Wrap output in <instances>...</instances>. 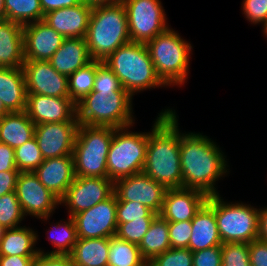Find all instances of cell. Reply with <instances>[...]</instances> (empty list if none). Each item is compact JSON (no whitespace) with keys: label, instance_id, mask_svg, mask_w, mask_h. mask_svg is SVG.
<instances>
[{"label":"cell","instance_id":"1","mask_svg":"<svg viewBox=\"0 0 267 266\" xmlns=\"http://www.w3.org/2000/svg\"><path fill=\"white\" fill-rule=\"evenodd\" d=\"M180 159L182 188L199 190L208 197L219 194L216 181L229 174V165L216 142L201 133L180 131Z\"/></svg>","mask_w":267,"mask_h":266},{"label":"cell","instance_id":"2","mask_svg":"<svg viewBox=\"0 0 267 266\" xmlns=\"http://www.w3.org/2000/svg\"><path fill=\"white\" fill-rule=\"evenodd\" d=\"M175 110L164 109L148 132L143 173L166 189L182 188L180 130Z\"/></svg>","mask_w":267,"mask_h":266},{"label":"cell","instance_id":"3","mask_svg":"<svg viewBox=\"0 0 267 266\" xmlns=\"http://www.w3.org/2000/svg\"><path fill=\"white\" fill-rule=\"evenodd\" d=\"M85 41L92 60L102 62L117 48L131 42L124 4L93 7Z\"/></svg>","mask_w":267,"mask_h":266},{"label":"cell","instance_id":"4","mask_svg":"<svg viewBox=\"0 0 267 266\" xmlns=\"http://www.w3.org/2000/svg\"><path fill=\"white\" fill-rule=\"evenodd\" d=\"M103 62L132 97L144 90L166 86L156 74L144 43L129 42L120 46Z\"/></svg>","mask_w":267,"mask_h":266},{"label":"cell","instance_id":"5","mask_svg":"<svg viewBox=\"0 0 267 266\" xmlns=\"http://www.w3.org/2000/svg\"><path fill=\"white\" fill-rule=\"evenodd\" d=\"M133 97L127 91H91L76 104L79 124L120 128L133 125Z\"/></svg>","mask_w":267,"mask_h":266},{"label":"cell","instance_id":"6","mask_svg":"<svg viewBox=\"0 0 267 266\" xmlns=\"http://www.w3.org/2000/svg\"><path fill=\"white\" fill-rule=\"evenodd\" d=\"M146 47L158 77L168 86H182L188 79L192 45L172 28L166 29Z\"/></svg>","mask_w":267,"mask_h":266},{"label":"cell","instance_id":"7","mask_svg":"<svg viewBox=\"0 0 267 266\" xmlns=\"http://www.w3.org/2000/svg\"><path fill=\"white\" fill-rule=\"evenodd\" d=\"M113 133V127L78 125L73 148L75 177L107 178Z\"/></svg>","mask_w":267,"mask_h":266},{"label":"cell","instance_id":"8","mask_svg":"<svg viewBox=\"0 0 267 266\" xmlns=\"http://www.w3.org/2000/svg\"><path fill=\"white\" fill-rule=\"evenodd\" d=\"M215 213L222 243H251L258 239L259 209L243 202H226L220 194L206 202Z\"/></svg>","mask_w":267,"mask_h":266},{"label":"cell","instance_id":"9","mask_svg":"<svg viewBox=\"0 0 267 266\" xmlns=\"http://www.w3.org/2000/svg\"><path fill=\"white\" fill-rule=\"evenodd\" d=\"M132 126L114 128L107 156V178L113 182L143 171L148 132L129 131Z\"/></svg>","mask_w":267,"mask_h":266},{"label":"cell","instance_id":"10","mask_svg":"<svg viewBox=\"0 0 267 266\" xmlns=\"http://www.w3.org/2000/svg\"><path fill=\"white\" fill-rule=\"evenodd\" d=\"M122 3L131 42L146 44L170 27L161 0H122Z\"/></svg>","mask_w":267,"mask_h":266},{"label":"cell","instance_id":"11","mask_svg":"<svg viewBox=\"0 0 267 266\" xmlns=\"http://www.w3.org/2000/svg\"><path fill=\"white\" fill-rule=\"evenodd\" d=\"M15 192L25 217L30 215L47 221L60 205V199L40 182L34 172H19Z\"/></svg>","mask_w":267,"mask_h":266},{"label":"cell","instance_id":"12","mask_svg":"<svg viewBox=\"0 0 267 266\" xmlns=\"http://www.w3.org/2000/svg\"><path fill=\"white\" fill-rule=\"evenodd\" d=\"M114 193V182L109 178L75 177L60 205L68 208V217L90 209Z\"/></svg>","mask_w":267,"mask_h":266},{"label":"cell","instance_id":"13","mask_svg":"<svg viewBox=\"0 0 267 266\" xmlns=\"http://www.w3.org/2000/svg\"><path fill=\"white\" fill-rule=\"evenodd\" d=\"M117 197L113 193L106 200L99 202L90 209L75 214L77 237L78 238H110L116 235Z\"/></svg>","mask_w":267,"mask_h":266},{"label":"cell","instance_id":"14","mask_svg":"<svg viewBox=\"0 0 267 266\" xmlns=\"http://www.w3.org/2000/svg\"><path fill=\"white\" fill-rule=\"evenodd\" d=\"M166 188L143 172L114 182L117 201L138 202L160 214Z\"/></svg>","mask_w":267,"mask_h":266},{"label":"cell","instance_id":"15","mask_svg":"<svg viewBox=\"0 0 267 266\" xmlns=\"http://www.w3.org/2000/svg\"><path fill=\"white\" fill-rule=\"evenodd\" d=\"M78 125V121L37 124L34 137L43 159L73 155Z\"/></svg>","mask_w":267,"mask_h":266},{"label":"cell","instance_id":"16","mask_svg":"<svg viewBox=\"0 0 267 266\" xmlns=\"http://www.w3.org/2000/svg\"><path fill=\"white\" fill-rule=\"evenodd\" d=\"M23 71L27 94L69 97L68 77L57 72L49 61H25Z\"/></svg>","mask_w":267,"mask_h":266},{"label":"cell","instance_id":"17","mask_svg":"<svg viewBox=\"0 0 267 266\" xmlns=\"http://www.w3.org/2000/svg\"><path fill=\"white\" fill-rule=\"evenodd\" d=\"M25 112L35 125L78 121L76 104L69 97L27 94Z\"/></svg>","mask_w":267,"mask_h":266},{"label":"cell","instance_id":"18","mask_svg":"<svg viewBox=\"0 0 267 266\" xmlns=\"http://www.w3.org/2000/svg\"><path fill=\"white\" fill-rule=\"evenodd\" d=\"M23 36L25 61H48L65 39L44 20L24 25Z\"/></svg>","mask_w":267,"mask_h":266},{"label":"cell","instance_id":"19","mask_svg":"<svg viewBox=\"0 0 267 266\" xmlns=\"http://www.w3.org/2000/svg\"><path fill=\"white\" fill-rule=\"evenodd\" d=\"M208 196L195 189H166L160 216L168 222L191 221Z\"/></svg>","mask_w":267,"mask_h":266},{"label":"cell","instance_id":"20","mask_svg":"<svg viewBox=\"0 0 267 266\" xmlns=\"http://www.w3.org/2000/svg\"><path fill=\"white\" fill-rule=\"evenodd\" d=\"M92 9L80 3L48 12L43 20L64 38H85Z\"/></svg>","mask_w":267,"mask_h":266},{"label":"cell","instance_id":"21","mask_svg":"<svg viewBox=\"0 0 267 266\" xmlns=\"http://www.w3.org/2000/svg\"><path fill=\"white\" fill-rule=\"evenodd\" d=\"M34 173L48 190L61 199L75 178L73 155L45 159Z\"/></svg>","mask_w":267,"mask_h":266},{"label":"cell","instance_id":"22","mask_svg":"<svg viewBox=\"0 0 267 266\" xmlns=\"http://www.w3.org/2000/svg\"><path fill=\"white\" fill-rule=\"evenodd\" d=\"M52 67L67 77L92 61L85 38H65L48 60Z\"/></svg>","mask_w":267,"mask_h":266},{"label":"cell","instance_id":"23","mask_svg":"<svg viewBox=\"0 0 267 266\" xmlns=\"http://www.w3.org/2000/svg\"><path fill=\"white\" fill-rule=\"evenodd\" d=\"M24 62L23 26L7 19L0 20V67H23Z\"/></svg>","mask_w":267,"mask_h":266},{"label":"cell","instance_id":"24","mask_svg":"<svg viewBox=\"0 0 267 266\" xmlns=\"http://www.w3.org/2000/svg\"><path fill=\"white\" fill-rule=\"evenodd\" d=\"M192 234L188 249L191 252L222 245L214 210L205 203L191 220Z\"/></svg>","mask_w":267,"mask_h":266},{"label":"cell","instance_id":"25","mask_svg":"<svg viewBox=\"0 0 267 266\" xmlns=\"http://www.w3.org/2000/svg\"><path fill=\"white\" fill-rule=\"evenodd\" d=\"M0 100L9 112L26 109L27 91L23 67H0Z\"/></svg>","mask_w":267,"mask_h":266},{"label":"cell","instance_id":"26","mask_svg":"<svg viewBox=\"0 0 267 266\" xmlns=\"http://www.w3.org/2000/svg\"><path fill=\"white\" fill-rule=\"evenodd\" d=\"M38 234L31 228L21 226L13 229H4L0 239V256L36 257L42 253L36 249Z\"/></svg>","mask_w":267,"mask_h":266},{"label":"cell","instance_id":"27","mask_svg":"<svg viewBox=\"0 0 267 266\" xmlns=\"http://www.w3.org/2000/svg\"><path fill=\"white\" fill-rule=\"evenodd\" d=\"M35 126L25 110L9 112L0 117V142L15 149L34 137Z\"/></svg>","mask_w":267,"mask_h":266},{"label":"cell","instance_id":"28","mask_svg":"<svg viewBox=\"0 0 267 266\" xmlns=\"http://www.w3.org/2000/svg\"><path fill=\"white\" fill-rule=\"evenodd\" d=\"M110 238H78L69 254L73 266H108Z\"/></svg>","mask_w":267,"mask_h":266},{"label":"cell","instance_id":"29","mask_svg":"<svg viewBox=\"0 0 267 266\" xmlns=\"http://www.w3.org/2000/svg\"><path fill=\"white\" fill-rule=\"evenodd\" d=\"M138 247L147 263L169 250L171 245L169 242L168 221L157 215Z\"/></svg>","mask_w":267,"mask_h":266},{"label":"cell","instance_id":"30","mask_svg":"<svg viewBox=\"0 0 267 266\" xmlns=\"http://www.w3.org/2000/svg\"><path fill=\"white\" fill-rule=\"evenodd\" d=\"M108 266H148L137 244L110 237Z\"/></svg>","mask_w":267,"mask_h":266},{"label":"cell","instance_id":"31","mask_svg":"<svg viewBox=\"0 0 267 266\" xmlns=\"http://www.w3.org/2000/svg\"><path fill=\"white\" fill-rule=\"evenodd\" d=\"M47 232L49 234L47 238L54 245V248H56L50 252H44L42 250L43 254L69 255L72 252L74 244L78 239L73 217L69 216V219L67 218V221L64 222L60 220V222L55 223Z\"/></svg>","mask_w":267,"mask_h":266},{"label":"cell","instance_id":"32","mask_svg":"<svg viewBox=\"0 0 267 266\" xmlns=\"http://www.w3.org/2000/svg\"><path fill=\"white\" fill-rule=\"evenodd\" d=\"M7 20L22 26L44 19L40 0H5Z\"/></svg>","mask_w":267,"mask_h":266},{"label":"cell","instance_id":"33","mask_svg":"<svg viewBox=\"0 0 267 266\" xmlns=\"http://www.w3.org/2000/svg\"><path fill=\"white\" fill-rule=\"evenodd\" d=\"M96 69L97 60H92L68 77L69 98L75 104L93 91Z\"/></svg>","mask_w":267,"mask_h":266},{"label":"cell","instance_id":"34","mask_svg":"<svg viewBox=\"0 0 267 266\" xmlns=\"http://www.w3.org/2000/svg\"><path fill=\"white\" fill-rule=\"evenodd\" d=\"M14 152L19 172H34L44 160L35 137L15 148Z\"/></svg>","mask_w":267,"mask_h":266},{"label":"cell","instance_id":"35","mask_svg":"<svg viewBox=\"0 0 267 266\" xmlns=\"http://www.w3.org/2000/svg\"><path fill=\"white\" fill-rule=\"evenodd\" d=\"M24 218L25 215L16 192H11L0 197V226L3 229L21 227L20 223Z\"/></svg>","mask_w":267,"mask_h":266},{"label":"cell","instance_id":"36","mask_svg":"<svg viewBox=\"0 0 267 266\" xmlns=\"http://www.w3.org/2000/svg\"><path fill=\"white\" fill-rule=\"evenodd\" d=\"M158 214L136 201H117V223H127L134 220H154Z\"/></svg>","mask_w":267,"mask_h":266},{"label":"cell","instance_id":"37","mask_svg":"<svg viewBox=\"0 0 267 266\" xmlns=\"http://www.w3.org/2000/svg\"><path fill=\"white\" fill-rule=\"evenodd\" d=\"M221 253L222 266H251L249 243H223Z\"/></svg>","mask_w":267,"mask_h":266},{"label":"cell","instance_id":"38","mask_svg":"<svg viewBox=\"0 0 267 266\" xmlns=\"http://www.w3.org/2000/svg\"><path fill=\"white\" fill-rule=\"evenodd\" d=\"M148 266H193L192 252L188 248H170L156 256Z\"/></svg>","mask_w":267,"mask_h":266},{"label":"cell","instance_id":"39","mask_svg":"<svg viewBox=\"0 0 267 266\" xmlns=\"http://www.w3.org/2000/svg\"><path fill=\"white\" fill-rule=\"evenodd\" d=\"M153 220H134L117 223L116 236L122 240L139 245Z\"/></svg>","mask_w":267,"mask_h":266},{"label":"cell","instance_id":"40","mask_svg":"<svg viewBox=\"0 0 267 266\" xmlns=\"http://www.w3.org/2000/svg\"><path fill=\"white\" fill-rule=\"evenodd\" d=\"M100 90L126 91L113 71L104 62L97 61L93 91Z\"/></svg>","mask_w":267,"mask_h":266},{"label":"cell","instance_id":"41","mask_svg":"<svg viewBox=\"0 0 267 266\" xmlns=\"http://www.w3.org/2000/svg\"><path fill=\"white\" fill-rule=\"evenodd\" d=\"M171 248H188L192 234V222H168Z\"/></svg>","mask_w":267,"mask_h":266},{"label":"cell","instance_id":"42","mask_svg":"<svg viewBox=\"0 0 267 266\" xmlns=\"http://www.w3.org/2000/svg\"><path fill=\"white\" fill-rule=\"evenodd\" d=\"M242 12L252 24H264L267 21V0H243Z\"/></svg>","mask_w":267,"mask_h":266},{"label":"cell","instance_id":"43","mask_svg":"<svg viewBox=\"0 0 267 266\" xmlns=\"http://www.w3.org/2000/svg\"><path fill=\"white\" fill-rule=\"evenodd\" d=\"M193 266H222L221 245L192 252Z\"/></svg>","mask_w":267,"mask_h":266},{"label":"cell","instance_id":"44","mask_svg":"<svg viewBox=\"0 0 267 266\" xmlns=\"http://www.w3.org/2000/svg\"><path fill=\"white\" fill-rule=\"evenodd\" d=\"M249 260L251 266H267V242L256 239L249 243Z\"/></svg>","mask_w":267,"mask_h":266},{"label":"cell","instance_id":"45","mask_svg":"<svg viewBox=\"0 0 267 266\" xmlns=\"http://www.w3.org/2000/svg\"><path fill=\"white\" fill-rule=\"evenodd\" d=\"M30 266H73L70 255L43 254L34 257Z\"/></svg>","mask_w":267,"mask_h":266},{"label":"cell","instance_id":"46","mask_svg":"<svg viewBox=\"0 0 267 266\" xmlns=\"http://www.w3.org/2000/svg\"><path fill=\"white\" fill-rule=\"evenodd\" d=\"M18 171L15 163L14 148L0 142V172Z\"/></svg>","mask_w":267,"mask_h":266},{"label":"cell","instance_id":"47","mask_svg":"<svg viewBox=\"0 0 267 266\" xmlns=\"http://www.w3.org/2000/svg\"><path fill=\"white\" fill-rule=\"evenodd\" d=\"M19 171L0 172V197L15 192Z\"/></svg>","mask_w":267,"mask_h":266},{"label":"cell","instance_id":"48","mask_svg":"<svg viewBox=\"0 0 267 266\" xmlns=\"http://www.w3.org/2000/svg\"><path fill=\"white\" fill-rule=\"evenodd\" d=\"M80 3V0H40L44 15L53 10L74 7Z\"/></svg>","mask_w":267,"mask_h":266},{"label":"cell","instance_id":"49","mask_svg":"<svg viewBox=\"0 0 267 266\" xmlns=\"http://www.w3.org/2000/svg\"><path fill=\"white\" fill-rule=\"evenodd\" d=\"M34 257L0 256V266H30Z\"/></svg>","mask_w":267,"mask_h":266},{"label":"cell","instance_id":"50","mask_svg":"<svg viewBox=\"0 0 267 266\" xmlns=\"http://www.w3.org/2000/svg\"><path fill=\"white\" fill-rule=\"evenodd\" d=\"M258 239L267 242V207L259 208Z\"/></svg>","mask_w":267,"mask_h":266},{"label":"cell","instance_id":"51","mask_svg":"<svg viewBox=\"0 0 267 266\" xmlns=\"http://www.w3.org/2000/svg\"><path fill=\"white\" fill-rule=\"evenodd\" d=\"M81 3L89 5L91 7L101 6V5H112L122 2V0H80Z\"/></svg>","mask_w":267,"mask_h":266},{"label":"cell","instance_id":"52","mask_svg":"<svg viewBox=\"0 0 267 266\" xmlns=\"http://www.w3.org/2000/svg\"><path fill=\"white\" fill-rule=\"evenodd\" d=\"M6 19L5 16V0H0V20Z\"/></svg>","mask_w":267,"mask_h":266},{"label":"cell","instance_id":"53","mask_svg":"<svg viewBox=\"0 0 267 266\" xmlns=\"http://www.w3.org/2000/svg\"><path fill=\"white\" fill-rule=\"evenodd\" d=\"M9 111L5 108L3 102L0 100V117L7 115Z\"/></svg>","mask_w":267,"mask_h":266},{"label":"cell","instance_id":"54","mask_svg":"<svg viewBox=\"0 0 267 266\" xmlns=\"http://www.w3.org/2000/svg\"><path fill=\"white\" fill-rule=\"evenodd\" d=\"M263 30H262V32H264L263 34L266 36V38H267V21L263 24Z\"/></svg>","mask_w":267,"mask_h":266},{"label":"cell","instance_id":"55","mask_svg":"<svg viewBox=\"0 0 267 266\" xmlns=\"http://www.w3.org/2000/svg\"><path fill=\"white\" fill-rule=\"evenodd\" d=\"M3 231L4 229L0 226V239L2 238Z\"/></svg>","mask_w":267,"mask_h":266}]
</instances>
